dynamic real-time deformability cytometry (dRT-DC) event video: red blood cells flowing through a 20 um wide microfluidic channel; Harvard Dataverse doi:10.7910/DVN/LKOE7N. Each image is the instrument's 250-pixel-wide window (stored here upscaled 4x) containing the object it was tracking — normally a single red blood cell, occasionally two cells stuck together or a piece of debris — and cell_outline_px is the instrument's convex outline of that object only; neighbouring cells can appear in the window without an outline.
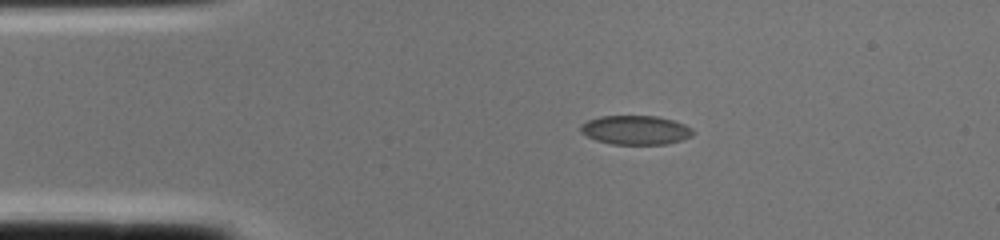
{"species": "common noctule bat (a hibernating species)", "species_latin": "Nyctalus noctula", "temperature_condition": "cold", "stored_images_in_passage": 1, "camera_frame_rate_fps": 3000, "um_per_image_px": 0.085, "animal": {"sex": "female", "body_mass_g": 22.0, "forearm_length_mm": 56.7}, "frame": {"image": 1, "passage_image": 1, "time_ms": 0.0, "image_size_px": [1000, 240], "cell_outline_px": [[692, 136], [668, 144], [612, 144], [596, 140], [580, 132], [580, 124], [588, 120], [600, 116], [656, 116], [672, 120], [684, 124], [692, 128]], "centroid_in_image_um": [54.0, 11.05], "position_along_channel_um": 31.0, "area_um2": 18.96}}